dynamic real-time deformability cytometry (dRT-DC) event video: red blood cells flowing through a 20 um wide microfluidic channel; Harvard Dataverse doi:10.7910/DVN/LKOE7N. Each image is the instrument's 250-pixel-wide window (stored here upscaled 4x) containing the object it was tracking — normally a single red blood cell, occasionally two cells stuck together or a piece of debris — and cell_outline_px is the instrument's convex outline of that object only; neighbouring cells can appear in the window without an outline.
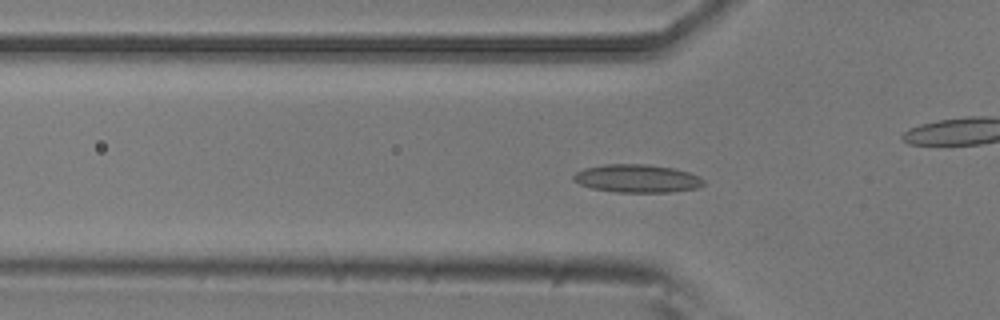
{"species": "common noctule bat (a hibernating species)", "species_latin": "Nyctalus noctula", "temperature_condition": "room temperature", "stored_images_in_passage": 55, "camera_frame_rate_fps": 3000, "um_per_image_px": 0.085, "animal": {"sex": "male", "body_mass_g": 20.5, "forearm_length_mm": 52.5}, "frame": {"image": 1, "passage_image": 17, "time_ms": 5.333, "image_size_px": [1000, 320], "cell_outline_px": [[704, 184], [696, 188], [672, 192], [616, 192], [592, 188], [580, 184], [572, 180], [572, 176], [576, 172], [584, 168], [604, 164], [648, 164], [676, 168], [700, 176], [704, 180]], "centroid_in_image_um": [54.15, 15.16], "position_along_channel_um": 71.6, "area_um2": 21.44}}
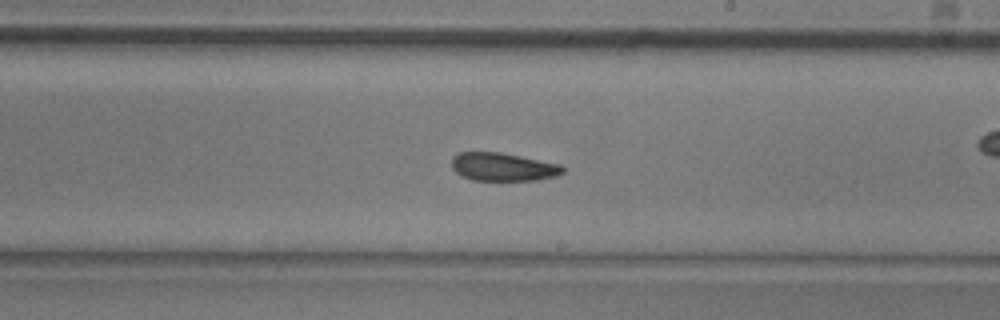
{"frame": {"image": 2, "passage_image": 31, "time_ms": 10.0, "image_size_px": [1000, 320], "cell_outline_px": [[564, 172], [556, 176], [536, 180], [472, 180], [456, 172], [452, 168], [452, 156], [460, 152], [500, 152], [560, 164], [564, 168]], "centroid_in_image_um": [42.75, 14.18], "position_along_channel_um": 246.3, "area_um2": 18.15}}
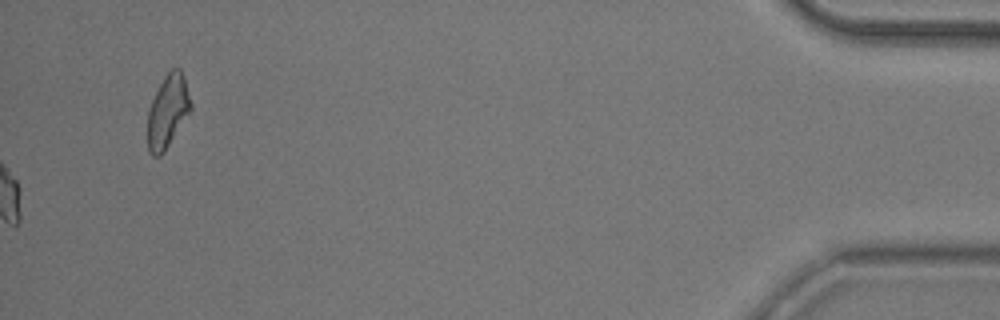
{"frame": {"image": 3, "passage_image": 55, "time_ms": 18.0, "image_size_px": [1000, 320], "cell_outline_px": [[192, 108], [164, 152], [160, 156], [152, 156], [148, 152], [148, 112], [152, 100], [164, 76], [172, 68], [180, 68], [184, 76], [192, 104]], "centroid_in_image_um": [14.26, 9.46], "position_along_channel_um": 420.9, "area_um2": 18.15}, "authors_computed_cell_mechanics": {"area_um2": 19.1896, "velocity_mm_per_s": 3.7223, "shape_relaxation_time_tau1_ms": 9.5033, "shape_relaxation_time_tau2_ms": 3.5813, "deformation_change_tau1": 0.1717, "deformation_change_tau2": 0.1113}}